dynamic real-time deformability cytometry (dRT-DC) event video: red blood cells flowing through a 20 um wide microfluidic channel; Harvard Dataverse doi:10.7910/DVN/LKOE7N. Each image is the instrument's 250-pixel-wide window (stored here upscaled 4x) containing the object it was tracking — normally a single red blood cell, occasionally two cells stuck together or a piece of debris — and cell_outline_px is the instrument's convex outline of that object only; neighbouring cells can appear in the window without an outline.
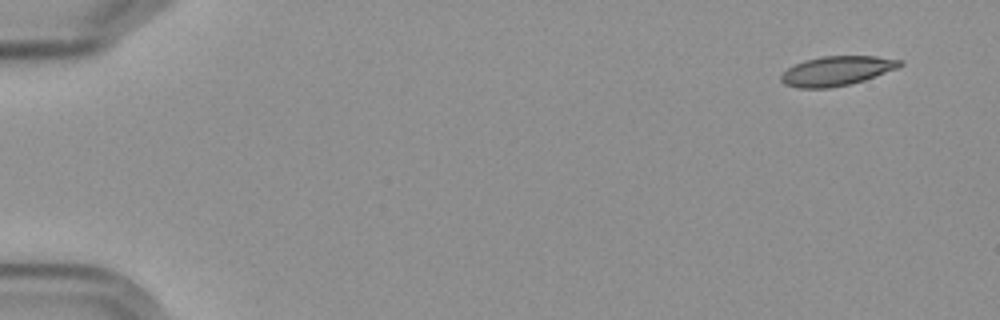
{"species": "Egyptian fruit bat (a non-hibernating species)", "species_latin": "Rousettus aegyptiacus", "temperature_condition": "cold", "stored_images_in_passage": 5, "camera_frame_rate_fps": 3000, "um_per_image_px": 0.085, "frame": {"image": 1, "passage_image": 1, "time_ms": 0.0, "image_size_px": [1000, 320], "cell_outline_px": [[904, 64], [900, 68], [852, 84], [828, 88], [796, 88], [784, 84], [780, 80], [780, 76], [788, 68], [804, 60], [820, 56], [876, 56], [904, 60]], "centroid_in_image_um": [71.16, 6.02], "position_along_channel_um": 13.8, "area_um2": 20.69}}
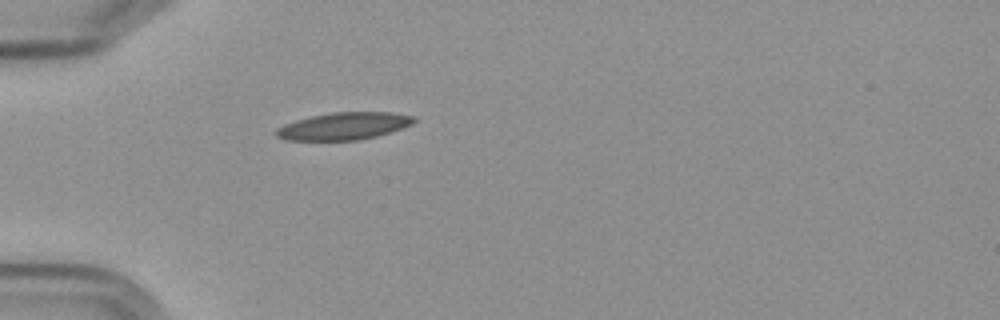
{"frame": {"image": 2, "passage_image": 5, "time_ms": 4.667, "image_size_px": [1000, 320], "cell_outline_px": [[416, 120], [412, 124], [376, 136], [356, 140], [288, 140], [276, 136], [272, 132], [276, 128], [284, 124], [296, 120], [312, 116], [332, 112], [392, 112], [416, 116]], "centroid_in_image_um": [29.2, 10.71], "position_along_channel_um": 55.8, "area_um2": 21.85}}